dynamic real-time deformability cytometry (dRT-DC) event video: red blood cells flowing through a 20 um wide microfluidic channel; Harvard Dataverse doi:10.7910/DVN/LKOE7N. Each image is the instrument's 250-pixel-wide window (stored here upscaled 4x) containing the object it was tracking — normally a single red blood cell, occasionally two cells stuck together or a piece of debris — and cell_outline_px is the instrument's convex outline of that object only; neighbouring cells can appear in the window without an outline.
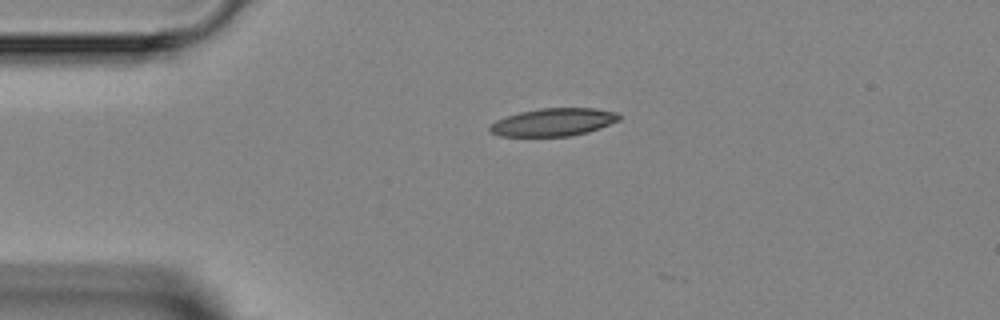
{"species": "Egyptian fruit bat (a non-hibernating species)", "species_latin": "Rousettus aegyptiacus", "temperature_condition": "room temperature", "stored_images_in_passage": 2, "camera_frame_rate_fps": 3000, "um_per_image_px": 0.085, "animal": {"sex": "female"}, "frame": {"image": 1, "passage_image": 2, "time_ms": 2.0, "image_size_px": [1000, 320], "cell_outline_px": [[620, 120], [600, 128], [588, 132], [572, 136], [500, 136], [488, 132], [488, 128], [496, 120], [520, 112], [540, 108], [596, 108], [616, 112], [620, 116]], "centroid_in_image_um": [47.05, 10.39], "position_along_channel_um": 38.0, "area_um2": 20.98}}